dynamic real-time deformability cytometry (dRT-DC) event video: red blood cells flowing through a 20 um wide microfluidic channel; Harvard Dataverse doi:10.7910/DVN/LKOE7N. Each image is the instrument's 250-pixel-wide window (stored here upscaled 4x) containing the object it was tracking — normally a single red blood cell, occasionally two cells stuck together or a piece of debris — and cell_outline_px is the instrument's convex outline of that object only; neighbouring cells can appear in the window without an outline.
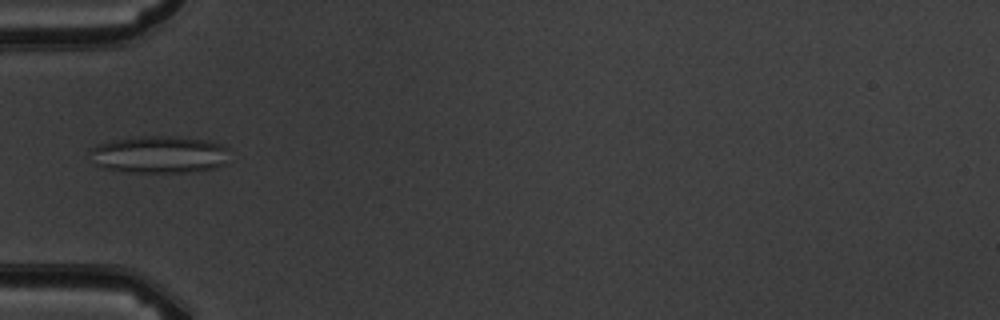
{"species": "common noctule bat (a hibernating species)", "species_latin": "Nyctalus noctula", "temperature_condition": "warm", "stored_images_in_passage": 5, "camera_frame_rate_fps": 3000, "um_per_image_px": 0.085, "animal": {"sex": "male", "body_mass_g": 19.5, "forearm_length_mm": 54.6}, "frame": {"image": 1, "passage_image": 5, "time_ms": 5.667, "image_size_px": [1000, 320], "cell_outline_px": [[228, 164], [216, 168], [192, 172], [124, 172], [100, 168], [92, 164], [88, 152], [96, 144], [112, 140], [140, 136], [176, 136], [208, 140], [224, 144], [228, 148]], "centroid_in_image_um": [13.53, 13.14], "position_along_channel_um": 71.5, "area_um2": 31.21}}